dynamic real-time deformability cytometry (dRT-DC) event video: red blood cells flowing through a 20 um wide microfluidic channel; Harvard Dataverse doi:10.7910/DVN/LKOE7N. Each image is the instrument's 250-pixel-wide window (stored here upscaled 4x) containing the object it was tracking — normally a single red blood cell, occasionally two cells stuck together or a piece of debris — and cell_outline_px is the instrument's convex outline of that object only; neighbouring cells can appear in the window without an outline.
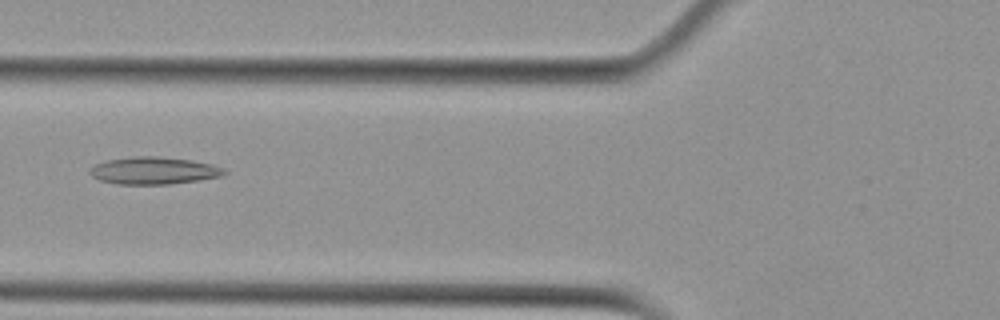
{"species": "Egyptian fruit bat (a non-hibernating species)", "species_latin": "Rousettus aegyptiacus", "temperature_condition": "cold", "stored_images_in_passage": 47, "camera_frame_rate_fps": 3000, "um_per_image_px": 0.085, "animal": {"sex": "female"}, "frame": {"image": 1, "passage_image": 14, "time_ms": 4.333, "image_size_px": [1000, 320], "cell_outline_px": [[228, 172], [220, 176], [196, 180], [168, 184], [116, 184], [100, 180], [92, 176], [88, 172], [88, 168], [104, 160], [136, 156], [156, 156], [192, 160], [212, 164], [224, 168]], "centroid_in_image_um": [13.03, 14.49], "position_along_channel_um": 112.8, "area_um2": 21.39}}
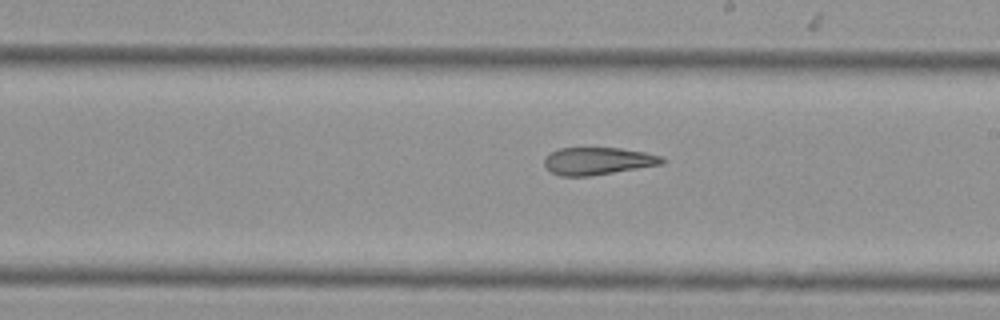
{"frame": {"image": 2, "passage_image": 24, "time_ms": 7.667, "image_size_px": [1000, 320], "cell_outline_px": [[668, 160], [664, 164], [588, 176], [560, 176], [552, 172], [544, 164], [544, 156], [560, 148], [620, 148], [644, 152], [664, 156]], "centroid_in_image_um": [50.86, 13.68], "position_along_channel_um": 238.1, "area_um2": 18.84}}
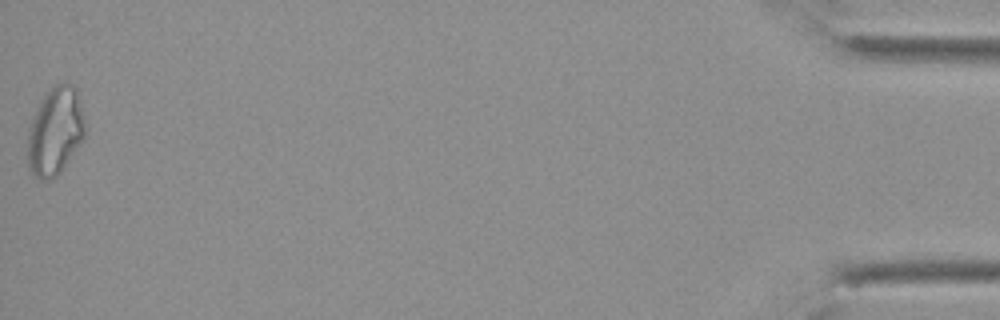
{"frame": {"image": 3, "passage_image": 47, "time_ms": 15.333, "image_size_px": [1000, 320], "cell_outline_px": [[84, 136], [60, 172], [56, 176], [40, 180], [28, 168], [28, 128], [40, 100], [44, 92], [60, 80], [64, 80], [72, 84], [76, 88], [80, 100], [84, 120]], "centroid_in_image_um": [4.68, 11.07], "position_along_channel_um": 430.5, "area_um2": 29.36}, "authors_computed_cell_mechanics": {"area_um2": 21.6172, "velocity_mm_per_s": 3.7733, "shape_relaxation_time_tau1_ms": null, "shape_relaxation_time_tau2_ms": 3.8964, "deformation_change_tau1": null, "deformation_change_tau2": 0.1456}}